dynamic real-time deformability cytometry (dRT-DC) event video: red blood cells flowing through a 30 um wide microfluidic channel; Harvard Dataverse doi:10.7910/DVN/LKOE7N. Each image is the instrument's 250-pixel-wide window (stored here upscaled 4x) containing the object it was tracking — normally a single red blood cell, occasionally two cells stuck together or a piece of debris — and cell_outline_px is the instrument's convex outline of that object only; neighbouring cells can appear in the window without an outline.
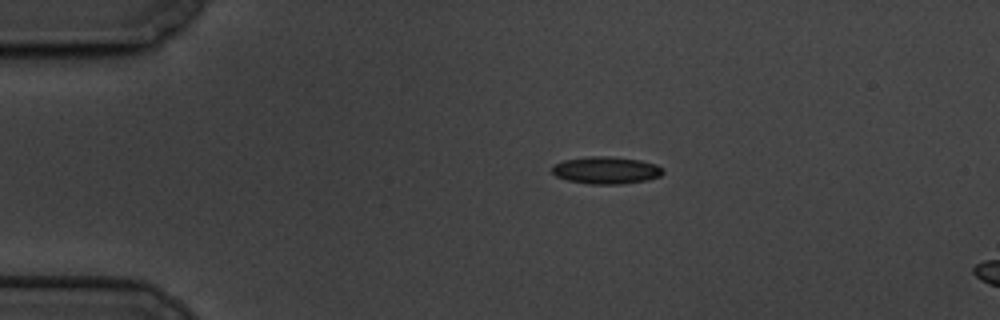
{"species": "common noctule bat (a hibernating species)", "species_latin": "Nyctalus noctula", "temperature_condition": "cold", "stored_images_in_passage": 49, "camera_frame_rate_fps": 3000, "um_per_image_px": 0.085, "animal": {"sex": "male", "body_mass_g": 19.5, "forearm_length_mm": 54.6}, "frame": {"image": 1, "passage_image": 1, "time_ms": 0.0, "image_size_px": [1000, 320], "cell_outline_px": [[664, 172], [660, 176], [648, 180], [620, 184], [588, 184], [568, 180], [556, 176], [552, 172], [552, 164], [564, 160], [588, 156], [608, 156], [640, 160], [656, 164], [664, 168]], "centroid_in_image_um": [51.52, 14.47], "position_along_channel_um": 33.5, "area_um2": 17.74}}
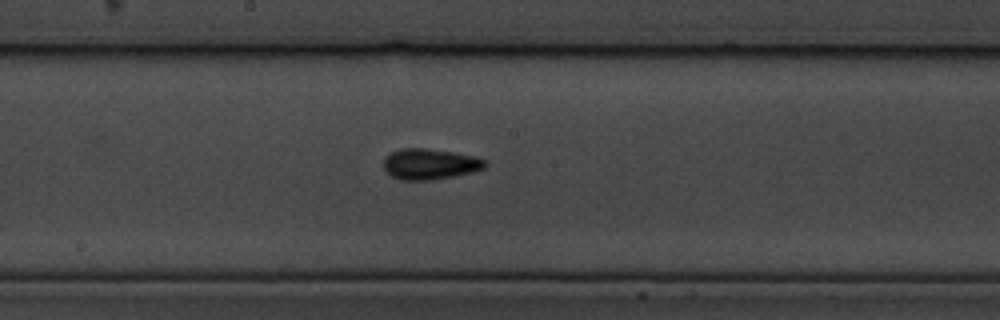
{"frame": {"image": 2, "passage_image": 21, "time_ms": 6.667, "image_size_px": [1000, 320], "cell_outline_px": [[488, 164], [484, 168], [472, 172], [432, 180], [400, 180], [392, 176], [384, 168], [384, 156], [400, 148], [424, 148], [452, 152], [472, 156], [484, 160]], "centroid_in_image_um": [36.51, 13.94], "position_along_channel_um": 211.7, "area_um2": 18.03}}
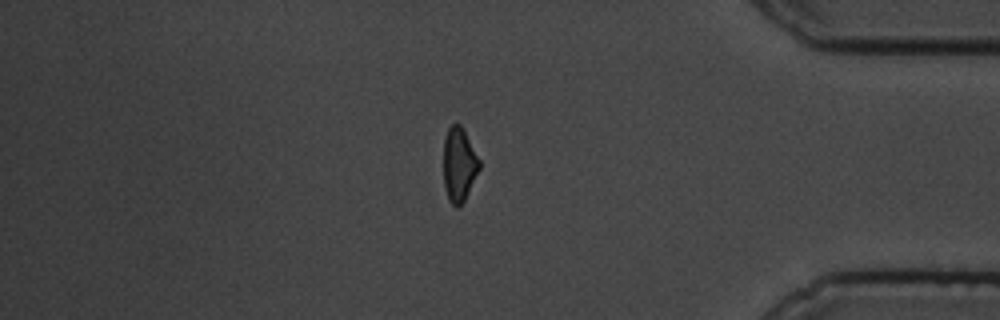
{"frame": {"image": 3, "passage_image": 40, "time_ms": 13.0, "image_size_px": [1000, 320], "cell_outline_px": [[480, 168], [464, 200], [456, 208], [448, 200], [444, 188], [444, 136], [448, 128], [452, 124], [460, 124], [480, 160]], "centroid_in_image_um": [39.0, 13.99], "position_along_channel_um": 396.2, "area_um2": 15.32}, "authors_computed_cell_mechanics": {"area_um2": 16.7042, "velocity_mm_per_s": 3.3511, "shape_relaxation_time_tau1_ms": 2.7512, "shape_relaxation_time_tau2_ms": 3.7813, "deformation_change_tau1": 0.0899, "deformation_change_tau2": 0.0939}}